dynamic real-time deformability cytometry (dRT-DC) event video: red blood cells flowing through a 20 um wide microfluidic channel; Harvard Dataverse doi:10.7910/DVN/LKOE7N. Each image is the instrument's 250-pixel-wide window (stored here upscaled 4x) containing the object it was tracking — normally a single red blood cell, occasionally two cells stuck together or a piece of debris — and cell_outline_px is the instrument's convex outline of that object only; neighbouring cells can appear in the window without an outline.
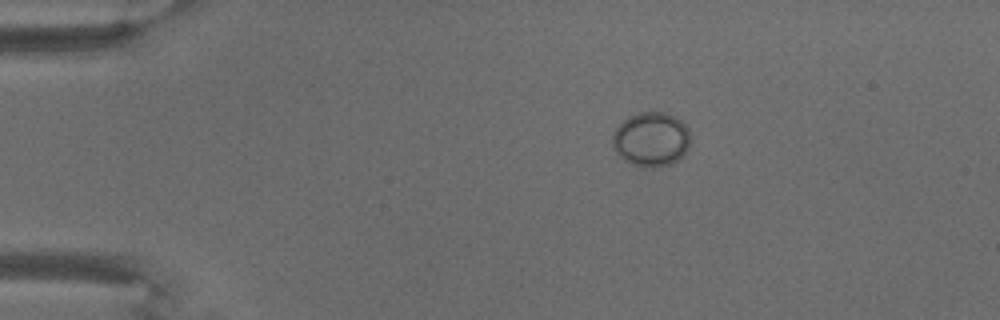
{"species": "common noctule bat (a hibernating species)", "species_latin": "Nyctalus noctula", "temperature_condition": "warm", "stored_images_in_passage": 6, "camera_frame_rate_fps": 3000, "um_per_image_px": 0.085, "animal": {"sex": "male", "body_mass_g": 18.8}, "frame": {"image": 1, "passage_image": 1, "time_ms": 0.0, "image_size_px": [1000, 320], "cell_outline_px": [[688, 148], [684, 156], [672, 164], [652, 168], [644, 168], [632, 164], [624, 160], [612, 148], [612, 136], [616, 128], [628, 116], [640, 112], [664, 112], [676, 116], [688, 128]], "centroid_in_image_um": [55.34, 11.86], "position_along_channel_um": 29.7, "area_um2": 24.91}}
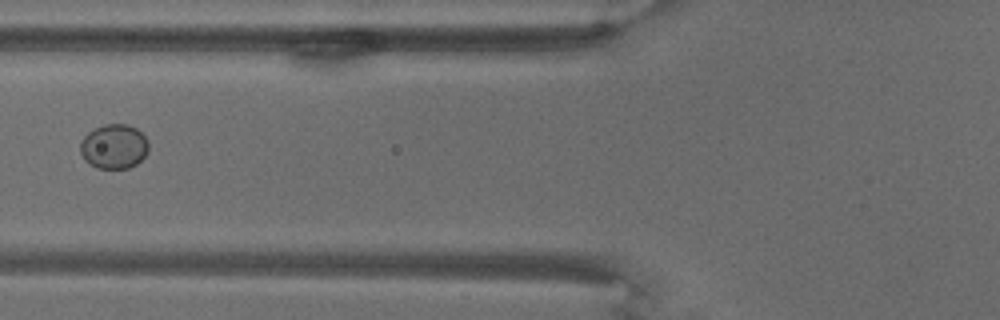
{"frame": {"image": 2, "passage_image": 5, "time_ms": 5.333, "image_size_px": [1000, 320], "cell_outline_px": [[148, 152], [136, 164], [128, 168], [96, 168], [84, 160], [80, 152], [80, 140], [88, 132], [104, 124], [128, 124], [136, 128], [148, 140]], "centroid_in_image_um": [9.67, 12.45], "position_along_channel_um": 116.1, "area_um2": 17.8}}
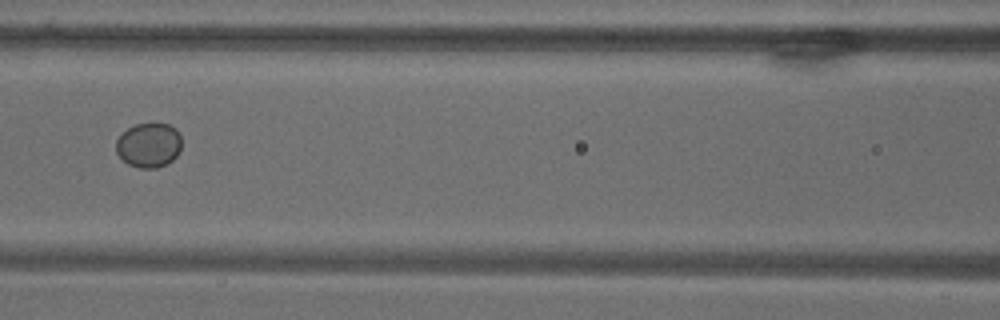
{"frame": {"image": 3, "passage_image": 6, "time_ms": 6.667, "image_size_px": [1000, 320], "cell_outline_px": [[180, 148], [176, 156], [172, 160], [156, 168], [140, 168], [128, 164], [116, 152], [116, 140], [128, 128], [136, 124], [168, 124], [176, 128], [180, 136]], "centroid_in_image_um": [12.64, 12.33], "position_along_channel_um": 154.0, "area_um2": 16.76}}